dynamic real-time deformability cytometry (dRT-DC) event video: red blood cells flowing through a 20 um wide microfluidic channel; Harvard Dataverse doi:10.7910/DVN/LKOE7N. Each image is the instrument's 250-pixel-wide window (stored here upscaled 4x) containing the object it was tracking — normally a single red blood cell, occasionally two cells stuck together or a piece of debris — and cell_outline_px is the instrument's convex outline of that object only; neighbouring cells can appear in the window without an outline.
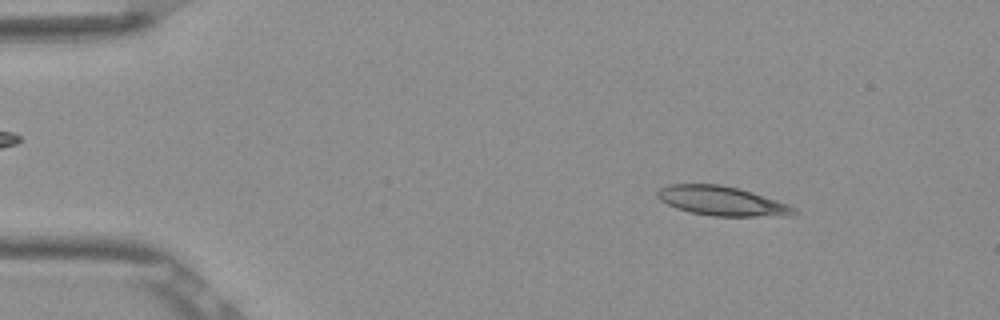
{"species": "Egyptian fruit bat (a non-hibernating species)", "species_latin": "Rousettus aegyptiacus", "temperature_condition": "room temperature", "stored_images_in_passage": 52, "camera_frame_rate_fps": 3000, "um_per_image_px": 0.085, "frame": {"image": 1, "passage_image": 7, "time_ms": 2.0, "image_size_px": [1000, 320], "cell_outline_px": [[796, 212], [780, 216], [712, 216], [688, 212], [676, 208], [660, 200], [656, 196], [656, 192], [660, 188], [668, 184], [720, 184], [740, 188], [788, 204], [796, 208]], "centroid_in_image_um": [61.3, 17.07], "position_along_channel_um": 23.7, "area_um2": 23.35}}
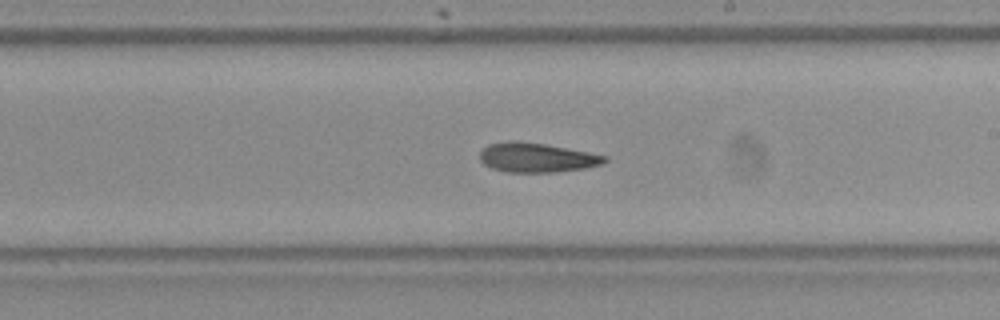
{"frame": {"image": 2, "passage_image": 30, "time_ms": 9.667, "image_size_px": [1000, 320], "cell_outline_px": [[608, 160], [600, 164], [584, 168], [556, 172], [508, 172], [492, 168], [484, 164], [480, 160], [480, 152], [488, 144], [512, 140], [544, 144], [588, 152], [608, 156]], "centroid_in_image_um": [45.6, 13.39], "position_along_channel_um": 243.4, "area_um2": 21.21}}
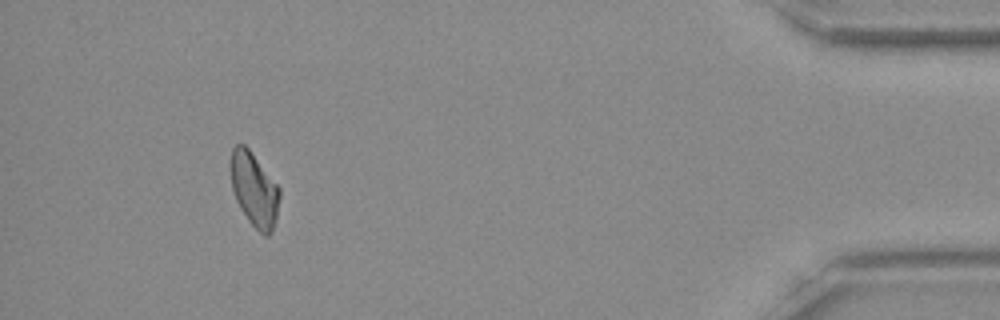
{"frame": {"image": 3, "passage_image": 48, "time_ms": 15.667, "image_size_px": [1000, 320], "cell_outline_px": [[280, 196], [276, 220], [272, 232], [268, 236], [264, 236], [248, 220], [240, 208], [236, 200], [232, 188], [228, 164], [232, 148], [236, 144], [244, 144], [248, 148], [280, 188]], "centroid_in_image_um": [21.58, 16.09], "position_along_channel_um": 413.6, "area_um2": 21.33}, "authors_computed_cell_mechanics": {"area_um2": 21.964, "velocity_mm_per_s": 3.8772, "shape_relaxation_time_tau1_ms": null, "shape_relaxation_time_tau2_ms": 9.469, "deformation_change_tau1": null, "deformation_change_tau2": 0.1803}}